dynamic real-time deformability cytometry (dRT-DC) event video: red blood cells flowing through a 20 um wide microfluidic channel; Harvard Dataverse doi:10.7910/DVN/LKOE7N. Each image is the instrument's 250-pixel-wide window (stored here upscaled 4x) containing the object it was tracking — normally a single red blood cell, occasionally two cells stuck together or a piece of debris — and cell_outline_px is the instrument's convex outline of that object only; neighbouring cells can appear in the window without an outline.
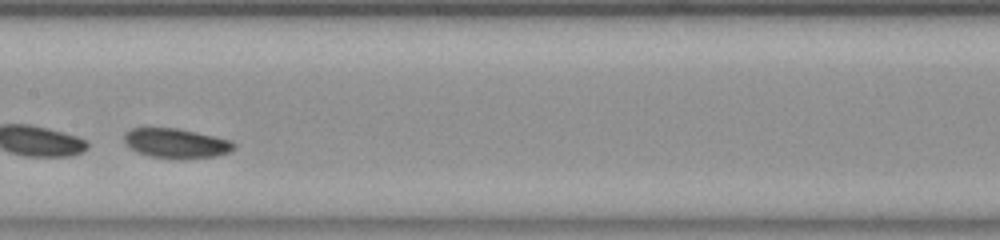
{"species": "common noctule bat (a hibernating species)", "species_latin": "Nyctalus noctula", "temperature_condition": "room temperature", "stored_images_in_passage": 31, "segment_of_instrument_passage": [2, 2], "camera_frame_rate_fps": 3000, "um_per_image_px": 0.085, "animal": {"sex": "female", "body_mass_g": 23.0, "forearm_length_mm": 53.4}, "frame": {"image": 1, "passage_image": 14, "time_ms": 4.333, "image_size_px": [1000, 240], "cell_outline_px": [[236, 144], [228, 152], [216, 156], [180, 160], [176, 160], [152, 156], [140, 152], [132, 148], [124, 140], [124, 136], [132, 128], [176, 128], [212, 136], [228, 140]], "centroid_in_image_um": [14.98, 12.2], "position_along_channel_um": 192.4, "area_um2": 18.55}}